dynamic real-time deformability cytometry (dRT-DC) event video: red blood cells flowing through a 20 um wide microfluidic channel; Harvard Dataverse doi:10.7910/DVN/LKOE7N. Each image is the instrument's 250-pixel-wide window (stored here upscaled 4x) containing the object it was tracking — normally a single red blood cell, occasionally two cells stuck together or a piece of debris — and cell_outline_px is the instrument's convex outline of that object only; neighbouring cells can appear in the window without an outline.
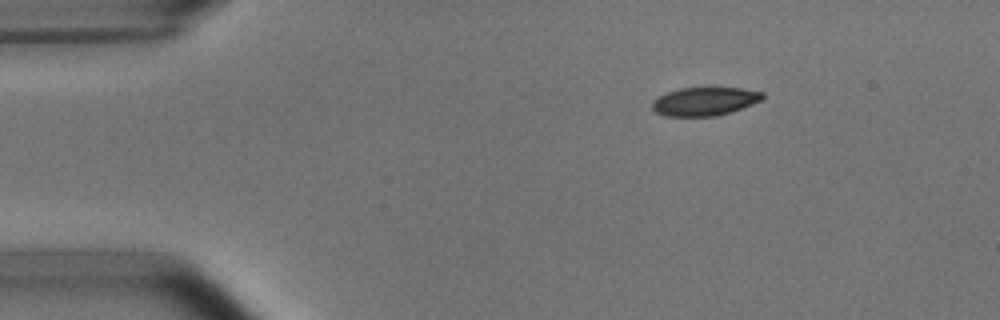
{"species": "common noctule bat (a hibernating species)", "species_latin": "Nyctalus noctula", "temperature_condition": "room temperature", "stored_images_in_passage": 4, "camera_frame_rate_fps": 3000, "um_per_image_px": 0.085, "animal": {"sex": "male", "body_mass_g": 15.6}, "frame": {"image": 1, "passage_image": 4, "time_ms": 4.333, "image_size_px": [1000, 320], "cell_outline_px": [[764, 96], [760, 100], [752, 104], [716, 116], [664, 116], [656, 112], [652, 108], [652, 100], [656, 96], [680, 88], [740, 88], [764, 92]], "centroid_in_image_um": [59.84, 8.61], "position_along_channel_um": 25.2, "area_um2": 18.15}}